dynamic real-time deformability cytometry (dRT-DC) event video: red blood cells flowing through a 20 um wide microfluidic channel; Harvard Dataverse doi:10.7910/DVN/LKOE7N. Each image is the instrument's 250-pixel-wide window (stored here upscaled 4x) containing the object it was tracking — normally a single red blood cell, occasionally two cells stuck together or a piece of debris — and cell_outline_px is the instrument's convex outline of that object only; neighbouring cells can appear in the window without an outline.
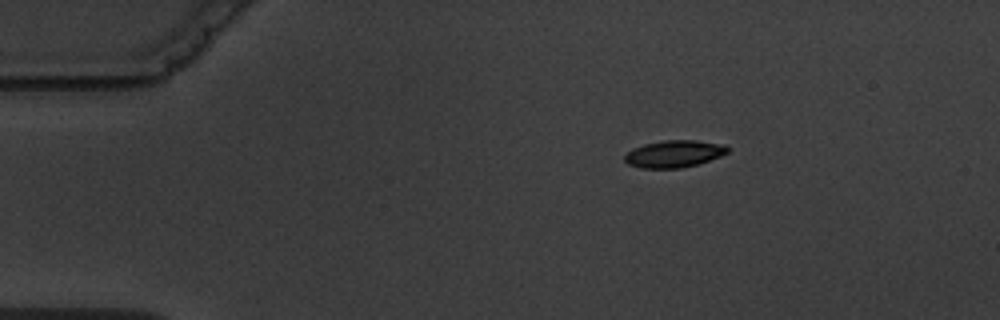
{"species": "common noctule bat (a hibernating species)", "species_latin": "Nyctalus noctula", "temperature_condition": "warm", "stored_images_in_passage": 3, "camera_frame_rate_fps": 3000, "um_per_image_px": 0.085, "animal": {"sex": "male", "body_mass_g": 19.5, "forearm_length_mm": 54.6}, "frame": {"image": 1, "passage_image": 1, "time_ms": 0.0, "image_size_px": [1000, 320], "cell_outline_px": [[728, 152], [720, 156], [696, 164], [680, 168], [640, 168], [628, 164], [624, 160], [624, 156], [632, 148], [644, 144], [664, 140], [696, 140], [724, 144], [728, 148]], "centroid_in_image_um": [57.27, 13.07], "position_along_channel_um": 27.7, "area_um2": 16.18}}